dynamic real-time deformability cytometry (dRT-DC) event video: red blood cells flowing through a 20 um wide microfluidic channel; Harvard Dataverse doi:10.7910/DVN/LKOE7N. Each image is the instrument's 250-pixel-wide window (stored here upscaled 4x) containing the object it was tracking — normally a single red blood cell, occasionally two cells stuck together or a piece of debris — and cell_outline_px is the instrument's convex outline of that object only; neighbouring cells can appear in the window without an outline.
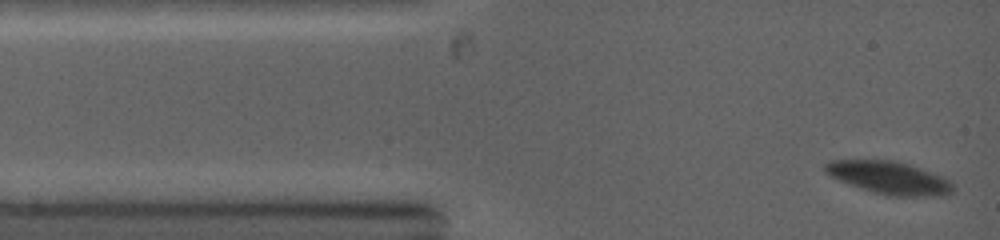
{"species": "common noctule bat (a hibernating species)", "species_latin": "Nyctalus noctula", "temperature_condition": "warm", "stored_images_in_passage": 35, "camera_frame_rate_fps": 5000, "um_per_image_px": 0.085, "animal": {"sex": "female", "body_mass_g": 19.0, "forearm_length_mm": 53.3}, "frame": {"image": 1, "passage_image": 1, "time_ms": 0.0, "image_size_px": [1000, 240], "cell_outline_px": [[952, 192], [944, 196], [888, 196], [872, 192], [848, 184], [824, 172], [824, 164], [832, 160], [892, 160], [908, 164], [944, 176], [952, 184]], "centroid_in_image_um": [75.58, 15.11], "position_along_channel_um": 9.4, "area_um2": 24.33}}
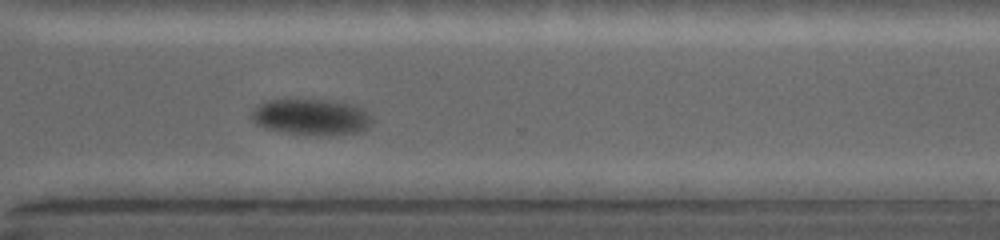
{"frame": {"image": 2, "passage_image": 23, "time_ms": 9.6, "image_size_px": [1000, 240], "cell_outline_px": [[372, 120], [364, 128], [356, 132], [332, 136], [324, 136], [288, 132], [268, 128], [256, 124], [252, 120], [252, 112], [256, 104], [268, 100], [332, 100], [348, 104], [360, 108], [368, 112]], "centroid_in_image_um": [26.42, 9.94], "position_along_channel_um": 344.2, "area_um2": 24.97}}
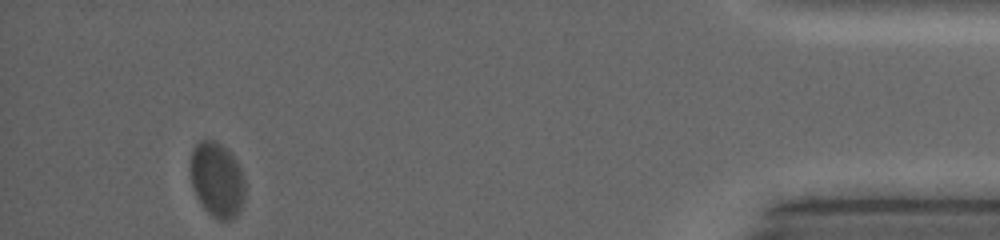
{"frame": {"image": 3, "passage_image": 35, "time_ms": 13.4, "image_size_px": [1000, 240], "cell_outline_px": [[244, 200], [236, 216], [232, 220], [220, 220], [212, 216], [204, 208], [196, 196], [192, 184], [192, 148], [204, 136], [216, 140], [228, 148], [236, 160], [244, 176]], "centroid_in_image_um": [18.46, 15.23], "position_along_channel_um": 416.7, "area_um2": 24.04}}